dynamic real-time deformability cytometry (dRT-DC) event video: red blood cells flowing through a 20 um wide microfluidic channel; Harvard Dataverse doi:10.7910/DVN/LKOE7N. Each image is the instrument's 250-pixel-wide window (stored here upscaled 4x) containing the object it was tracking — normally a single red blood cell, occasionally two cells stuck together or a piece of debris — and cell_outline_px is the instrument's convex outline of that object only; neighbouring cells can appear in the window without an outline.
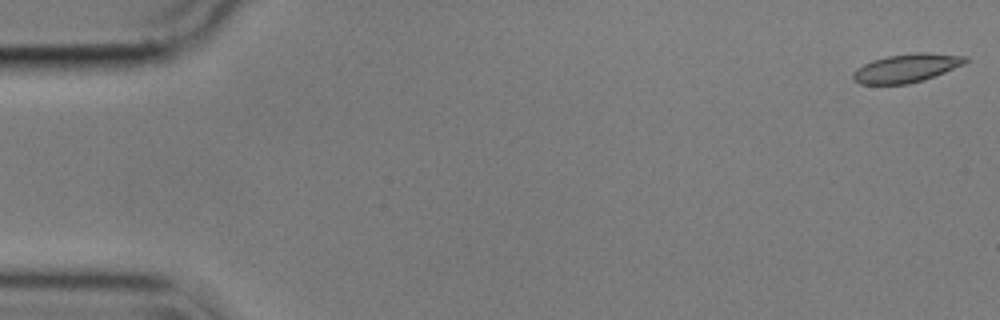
{"species": "common noctule bat (a hibernating species)", "species_latin": "Nyctalus noctula", "temperature_condition": "cold", "stored_images_in_passage": 10, "camera_frame_rate_fps": 3000, "um_per_image_px": 0.085, "animal": {"sex": "male", "body_mass_g": 17.9}, "frame": {"image": 1, "passage_image": 1, "time_ms": 0.0, "image_size_px": [1000, 320], "cell_outline_px": [[968, 60], [964, 64], [924, 80], [908, 84], [860, 84], [852, 80], [852, 72], [856, 68], [872, 60], [888, 56], [916, 52], [924, 52], [968, 56]], "centroid_in_image_um": [77.03, 5.79], "position_along_channel_um": 8.0, "area_um2": 18.73}}